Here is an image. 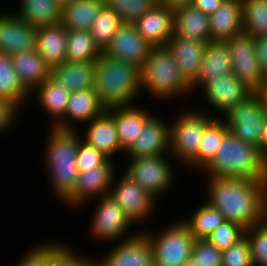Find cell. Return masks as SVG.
Wrapping results in <instances>:
<instances>
[{
    "label": "cell",
    "instance_id": "6da1fadb",
    "mask_svg": "<svg viewBox=\"0 0 267 266\" xmlns=\"http://www.w3.org/2000/svg\"><path fill=\"white\" fill-rule=\"evenodd\" d=\"M205 178V201L219 209L225 221L247 230L267 218V180Z\"/></svg>",
    "mask_w": 267,
    "mask_h": 266
},
{
    "label": "cell",
    "instance_id": "7a4b0ae2",
    "mask_svg": "<svg viewBox=\"0 0 267 266\" xmlns=\"http://www.w3.org/2000/svg\"><path fill=\"white\" fill-rule=\"evenodd\" d=\"M42 164L50 190L61 202L73 191L78 178L76 163L79 141L82 139L80 131L48 127ZM45 154V155H44Z\"/></svg>",
    "mask_w": 267,
    "mask_h": 266
},
{
    "label": "cell",
    "instance_id": "3957f363",
    "mask_svg": "<svg viewBox=\"0 0 267 266\" xmlns=\"http://www.w3.org/2000/svg\"><path fill=\"white\" fill-rule=\"evenodd\" d=\"M94 91L107 109L136 104L141 96V68L102 53L96 60Z\"/></svg>",
    "mask_w": 267,
    "mask_h": 266
},
{
    "label": "cell",
    "instance_id": "277c9868",
    "mask_svg": "<svg viewBox=\"0 0 267 266\" xmlns=\"http://www.w3.org/2000/svg\"><path fill=\"white\" fill-rule=\"evenodd\" d=\"M211 162L200 172L206 177L267 180V160L259 149L228 131Z\"/></svg>",
    "mask_w": 267,
    "mask_h": 266
},
{
    "label": "cell",
    "instance_id": "5b68a950",
    "mask_svg": "<svg viewBox=\"0 0 267 266\" xmlns=\"http://www.w3.org/2000/svg\"><path fill=\"white\" fill-rule=\"evenodd\" d=\"M141 93L156 98V102L157 99L164 102L193 94L166 45L150 48L141 68Z\"/></svg>",
    "mask_w": 267,
    "mask_h": 266
},
{
    "label": "cell",
    "instance_id": "8992f818",
    "mask_svg": "<svg viewBox=\"0 0 267 266\" xmlns=\"http://www.w3.org/2000/svg\"><path fill=\"white\" fill-rule=\"evenodd\" d=\"M192 109V110H191ZM183 108L170 122L169 153L182 165L198 173V150L205 127L214 119L198 108ZM198 109V110H197Z\"/></svg>",
    "mask_w": 267,
    "mask_h": 266
},
{
    "label": "cell",
    "instance_id": "52a82bcc",
    "mask_svg": "<svg viewBox=\"0 0 267 266\" xmlns=\"http://www.w3.org/2000/svg\"><path fill=\"white\" fill-rule=\"evenodd\" d=\"M167 224L161 231L142 230L150 241L154 266H183L191 259L195 238L181 219Z\"/></svg>",
    "mask_w": 267,
    "mask_h": 266
},
{
    "label": "cell",
    "instance_id": "ba28073f",
    "mask_svg": "<svg viewBox=\"0 0 267 266\" xmlns=\"http://www.w3.org/2000/svg\"><path fill=\"white\" fill-rule=\"evenodd\" d=\"M127 166L123 171L134 182L146 190L153 198H159L175 188L177 175L175 159L170 154L152 157H127ZM174 160V161H173ZM172 162V163H171ZM175 166V168H174Z\"/></svg>",
    "mask_w": 267,
    "mask_h": 266
},
{
    "label": "cell",
    "instance_id": "9c48e42d",
    "mask_svg": "<svg viewBox=\"0 0 267 266\" xmlns=\"http://www.w3.org/2000/svg\"><path fill=\"white\" fill-rule=\"evenodd\" d=\"M95 200L94 211L92 210L93 213L90 217L92 219L88 225V227L90 226L88 235L94 239L93 241L96 240L104 244L118 243L132 238L141 231L139 227H135L134 231L131 230V226L134 227V224L110 194L91 202L94 203Z\"/></svg>",
    "mask_w": 267,
    "mask_h": 266
},
{
    "label": "cell",
    "instance_id": "30bf717a",
    "mask_svg": "<svg viewBox=\"0 0 267 266\" xmlns=\"http://www.w3.org/2000/svg\"><path fill=\"white\" fill-rule=\"evenodd\" d=\"M116 177L115 174L109 194L120 205L135 227L141 226L140 230L142 231L145 228L142 227L143 223L145 222L143 226H146L148 220L151 221L152 216L154 218L158 208L156 205L159 202L124 172L121 173V176L118 175L117 179Z\"/></svg>",
    "mask_w": 267,
    "mask_h": 266
},
{
    "label": "cell",
    "instance_id": "8fae6325",
    "mask_svg": "<svg viewBox=\"0 0 267 266\" xmlns=\"http://www.w3.org/2000/svg\"><path fill=\"white\" fill-rule=\"evenodd\" d=\"M265 118L262 99L258 92H253L243 102L225 113L221 119L228 131L237 138L258 147Z\"/></svg>",
    "mask_w": 267,
    "mask_h": 266
},
{
    "label": "cell",
    "instance_id": "7c38bea8",
    "mask_svg": "<svg viewBox=\"0 0 267 266\" xmlns=\"http://www.w3.org/2000/svg\"><path fill=\"white\" fill-rule=\"evenodd\" d=\"M116 166L114 160L109 159L103 166L79 172L73 191L61 202L62 205L73 210L80 208V211L92 199L108 195L113 177L118 174Z\"/></svg>",
    "mask_w": 267,
    "mask_h": 266
},
{
    "label": "cell",
    "instance_id": "4fadbf2b",
    "mask_svg": "<svg viewBox=\"0 0 267 266\" xmlns=\"http://www.w3.org/2000/svg\"><path fill=\"white\" fill-rule=\"evenodd\" d=\"M225 42L232 60V74L253 92L261 90L265 83V75L259 68L255 38L242 31Z\"/></svg>",
    "mask_w": 267,
    "mask_h": 266
},
{
    "label": "cell",
    "instance_id": "5bb4252c",
    "mask_svg": "<svg viewBox=\"0 0 267 266\" xmlns=\"http://www.w3.org/2000/svg\"><path fill=\"white\" fill-rule=\"evenodd\" d=\"M200 91L202 92L199 94L203 95L204 103L209 108V111H207L206 107L202 108V110L214 118H222L231 108L243 102L253 93L248 86L232 73L212 78ZM210 109L213 110L214 114Z\"/></svg>",
    "mask_w": 267,
    "mask_h": 266
},
{
    "label": "cell",
    "instance_id": "9a60e30c",
    "mask_svg": "<svg viewBox=\"0 0 267 266\" xmlns=\"http://www.w3.org/2000/svg\"><path fill=\"white\" fill-rule=\"evenodd\" d=\"M106 252L96 260L97 266H154L150 241L142 231L130 239L112 243V249Z\"/></svg>",
    "mask_w": 267,
    "mask_h": 266
},
{
    "label": "cell",
    "instance_id": "2e32d148",
    "mask_svg": "<svg viewBox=\"0 0 267 266\" xmlns=\"http://www.w3.org/2000/svg\"><path fill=\"white\" fill-rule=\"evenodd\" d=\"M151 47L139 35L133 23H122L103 54L142 68Z\"/></svg>",
    "mask_w": 267,
    "mask_h": 266
},
{
    "label": "cell",
    "instance_id": "e0dca14e",
    "mask_svg": "<svg viewBox=\"0 0 267 266\" xmlns=\"http://www.w3.org/2000/svg\"><path fill=\"white\" fill-rule=\"evenodd\" d=\"M163 118L161 113L159 115L156 113L145 123L137 140L125 151V158L170 154V122Z\"/></svg>",
    "mask_w": 267,
    "mask_h": 266
},
{
    "label": "cell",
    "instance_id": "ac0fdd59",
    "mask_svg": "<svg viewBox=\"0 0 267 266\" xmlns=\"http://www.w3.org/2000/svg\"><path fill=\"white\" fill-rule=\"evenodd\" d=\"M37 28L13 12H0V52L13 55L36 49Z\"/></svg>",
    "mask_w": 267,
    "mask_h": 266
},
{
    "label": "cell",
    "instance_id": "d6986e66",
    "mask_svg": "<svg viewBox=\"0 0 267 266\" xmlns=\"http://www.w3.org/2000/svg\"><path fill=\"white\" fill-rule=\"evenodd\" d=\"M87 126V127H86ZM86 131L80 130L82 140L114 160L118 153L125 155L117 134L114 118L105 110L100 116L85 124ZM84 133V134H83ZM116 155V156H115Z\"/></svg>",
    "mask_w": 267,
    "mask_h": 266
},
{
    "label": "cell",
    "instance_id": "ffe728a7",
    "mask_svg": "<svg viewBox=\"0 0 267 266\" xmlns=\"http://www.w3.org/2000/svg\"><path fill=\"white\" fill-rule=\"evenodd\" d=\"M139 35L151 46H165L174 34V12L156 3L133 23Z\"/></svg>",
    "mask_w": 267,
    "mask_h": 266
},
{
    "label": "cell",
    "instance_id": "44dd1931",
    "mask_svg": "<svg viewBox=\"0 0 267 266\" xmlns=\"http://www.w3.org/2000/svg\"><path fill=\"white\" fill-rule=\"evenodd\" d=\"M105 110L94 89L71 92L65 115L54 127L77 130L80 123L87 124Z\"/></svg>",
    "mask_w": 267,
    "mask_h": 266
},
{
    "label": "cell",
    "instance_id": "7402d4cb",
    "mask_svg": "<svg viewBox=\"0 0 267 266\" xmlns=\"http://www.w3.org/2000/svg\"><path fill=\"white\" fill-rule=\"evenodd\" d=\"M139 104L116 106L106 111L114 118L121 147L126 151L142 132L145 123L156 113Z\"/></svg>",
    "mask_w": 267,
    "mask_h": 266
},
{
    "label": "cell",
    "instance_id": "603a6c76",
    "mask_svg": "<svg viewBox=\"0 0 267 266\" xmlns=\"http://www.w3.org/2000/svg\"><path fill=\"white\" fill-rule=\"evenodd\" d=\"M208 42L184 39L173 34L167 47L171 50L181 76L190 85L198 76Z\"/></svg>",
    "mask_w": 267,
    "mask_h": 266
},
{
    "label": "cell",
    "instance_id": "cb8c5ba5",
    "mask_svg": "<svg viewBox=\"0 0 267 266\" xmlns=\"http://www.w3.org/2000/svg\"><path fill=\"white\" fill-rule=\"evenodd\" d=\"M230 73H232V60L227 43L211 41L205 49L198 76L190 84L191 92L199 91L212 78Z\"/></svg>",
    "mask_w": 267,
    "mask_h": 266
},
{
    "label": "cell",
    "instance_id": "d4e9b609",
    "mask_svg": "<svg viewBox=\"0 0 267 266\" xmlns=\"http://www.w3.org/2000/svg\"><path fill=\"white\" fill-rule=\"evenodd\" d=\"M33 95L39 109L42 108L41 111L48 114L49 126L54 127L65 115L71 91L50 76L30 93V99Z\"/></svg>",
    "mask_w": 267,
    "mask_h": 266
},
{
    "label": "cell",
    "instance_id": "484cf974",
    "mask_svg": "<svg viewBox=\"0 0 267 266\" xmlns=\"http://www.w3.org/2000/svg\"><path fill=\"white\" fill-rule=\"evenodd\" d=\"M67 29L60 22L37 28L36 50L52 69L66 62Z\"/></svg>",
    "mask_w": 267,
    "mask_h": 266
},
{
    "label": "cell",
    "instance_id": "4316f807",
    "mask_svg": "<svg viewBox=\"0 0 267 266\" xmlns=\"http://www.w3.org/2000/svg\"><path fill=\"white\" fill-rule=\"evenodd\" d=\"M209 17L211 41H225L243 31L240 0H225Z\"/></svg>",
    "mask_w": 267,
    "mask_h": 266
},
{
    "label": "cell",
    "instance_id": "83f0119b",
    "mask_svg": "<svg viewBox=\"0 0 267 266\" xmlns=\"http://www.w3.org/2000/svg\"><path fill=\"white\" fill-rule=\"evenodd\" d=\"M174 34L184 39L211 42L210 17L192 4L175 9Z\"/></svg>",
    "mask_w": 267,
    "mask_h": 266
},
{
    "label": "cell",
    "instance_id": "f1b7e54d",
    "mask_svg": "<svg viewBox=\"0 0 267 266\" xmlns=\"http://www.w3.org/2000/svg\"><path fill=\"white\" fill-rule=\"evenodd\" d=\"M96 61L63 62L51 69L50 76L71 92L94 89Z\"/></svg>",
    "mask_w": 267,
    "mask_h": 266
},
{
    "label": "cell",
    "instance_id": "f546056e",
    "mask_svg": "<svg viewBox=\"0 0 267 266\" xmlns=\"http://www.w3.org/2000/svg\"><path fill=\"white\" fill-rule=\"evenodd\" d=\"M11 58L21 84L29 93L50 77L51 68L36 49L13 54Z\"/></svg>",
    "mask_w": 267,
    "mask_h": 266
},
{
    "label": "cell",
    "instance_id": "4dcf8cb0",
    "mask_svg": "<svg viewBox=\"0 0 267 266\" xmlns=\"http://www.w3.org/2000/svg\"><path fill=\"white\" fill-rule=\"evenodd\" d=\"M104 0H73L61 7L60 23L67 30H90Z\"/></svg>",
    "mask_w": 267,
    "mask_h": 266
},
{
    "label": "cell",
    "instance_id": "1f68e13d",
    "mask_svg": "<svg viewBox=\"0 0 267 266\" xmlns=\"http://www.w3.org/2000/svg\"><path fill=\"white\" fill-rule=\"evenodd\" d=\"M13 13L36 28L60 22L61 7L54 0H19Z\"/></svg>",
    "mask_w": 267,
    "mask_h": 266
},
{
    "label": "cell",
    "instance_id": "d6a6232c",
    "mask_svg": "<svg viewBox=\"0 0 267 266\" xmlns=\"http://www.w3.org/2000/svg\"><path fill=\"white\" fill-rule=\"evenodd\" d=\"M0 100H6L23 110L30 103V93L21 84L10 55L0 52ZM29 100V101H28ZM26 102V103H25ZM29 102V103H28Z\"/></svg>",
    "mask_w": 267,
    "mask_h": 266
},
{
    "label": "cell",
    "instance_id": "836d02e7",
    "mask_svg": "<svg viewBox=\"0 0 267 266\" xmlns=\"http://www.w3.org/2000/svg\"><path fill=\"white\" fill-rule=\"evenodd\" d=\"M191 215H185L181 221L188 227L195 239H206L219 225L225 222L219 209L211 206L206 201L197 206Z\"/></svg>",
    "mask_w": 267,
    "mask_h": 266
},
{
    "label": "cell",
    "instance_id": "e575fe53",
    "mask_svg": "<svg viewBox=\"0 0 267 266\" xmlns=\"http://www.w3.org/2000/svg\"><path fill=\"white\" fill-rule=\"evenodd\" d=\"M102 53L89 30H67L66 62L96 61Z\"/></svg>",
    "mask_w": 267,
    "mask_h": 266
},
{
    "label": "cell",
    "instance_id": "d590c367",
    "mask_svg": "<svg viewBox=\"0 0 267 266\" xmlns=\"http://www.w3.org/2000/svg\"><path fill=\"white\" fill-rule=\"evenodd\" d=\"M228 128L221 118H214L204 130L198 150L199 173L211 162L218 150Z\"/></svg>",
    "mask_w": 267,
    "mask_h": 266
},
{
    "label": "cell",
    "instance_id": "8d00e7d4",
    "mask_svg": "<svg viewBox=\"0 0 267 266\" xmlns=\"http://www.w3.org/2000/svg\"><path fill=\"white\" fill-rule=\"evenodd\" d=\"M242 18L245 33L267 35V0H242Z\"/></svg>",
    "mask_w": 267,
    "mask_h": 266
},
{
    "label": "cell",
    "instance_id": "74e56055",
    "mask_svg": "<svg viewBox=\"0 0 267 266\" xmlns=\"http://www.w3.org/2000/svg\"><path fill=\"white\" fill-rule=\"evenodd\" d=\"M123 22L116 12L103 6L90 28V33L95 44L103 52L109 45L110 40Z\"/></svg>",
    "mask_w": 267,
    "mask_h": 266
},
{
    "label": "cell",
    "instance_id": "f35d334b",
    "mask_svg": "<svg viewBox=\"0 0 267 266\" xmlns=\"http://www.w3.org/2000/svg\"><path fill=\"white\" fill-rule=\"evenodd\" d=\"M50 242V264L49 266H97L96 258L83 256L70 244L54 240ZM57 241V242H56ZM87 257V258H86Z\"/></svg>",
    "mask_w": 267,
    "mask_h": 266
},
{
    "label": "cell",
    "instance_id": "ab89813d",
    "mask_svg": "<svg viewBox=\"0 0 267 266\" xmlns=\"http://www.w3.org/2000/svg\"><path fill=\"white\" fill-rule=\"evenodd\" d=\"M156 3L155 0H104V5L113 9L123 23H134Z\"/></svg>",
    "mask_w": 267,
    "mask_h": 266
},
{
    "label": "cell",
    "instance_id": "60d3db41",
    "mask_svg": "<svg viewBox=\"0 0 267 266\" xmlns=\"http://www.w3.org/2000/svg\"><path fill=\"white\" fill-rule=\"evenodd\" d=\"M254 266H267V218L245 230Z\"/></svg>",
    "mask_w": 267,
    "mask_h": 266
},
{
    "label": "cell",
    "instance_id": "b9f144b4",
    "mask_svg": "<svg viewBox=\"0 0 267 266\" xmlns=\"http://www.w3.org/2000/svg\"><path fill=\"white\" fill-rule=\"evenodd\" d=\"M245 236V229L240 225L225 221L219 225L206 239L221 252L238 242Z\"/></svg>",
    "mask_w": 267,
    "mask_h": 266
},
{
    "label": "cell",
    "instance_id": "7bdbcfd3",
    "mask_svg": "<svg viewBox=\"0 0 267 266\" xmlns=\"http://www.w3.org/2000/svg\"><path fill=\"white\" fill-rule=\"evenodd\" d=\"M191 259L198 266H221L222 252L207 239H195Z\"/></svg>",
    "mask_w": 267,
    "mask_h": 266
},
{
    "label": "cell",
    "instance_id": "ee69618b",
    "mask_svg": "<svg viewBox=\"0 0 267 266\" xmlns=\"http://www.w3.org/2000/svg\"><path fill=\"white\" fill-rule=\"evenodd\" d=\"M221 266H254L246 236L222 252Z\"/></svg>",
    "mask_w": 267,
    "mask_h": 266
},
{
    "label": "cell",
    "instance_id": "f6af8a7d",
    "mask_svg": "<svg viewBox=\"0 0 267 266\" xmlns=\"http://www.w3.org/2000/svg\"><path fill=\"white\" fill-rule=\"evenodd\" d=\"M108 160L109 158L101 151H98L82 139L79 141L76 156V163L79 172L103 166Z\"/></svg>",
    "mask_w": 267,
    "mask_h": 266
},
{
    "label": "cell",
    "instance_id": "bcb514c9",
    "mask_svg": "<svg viewBox=\"0 0 267 266\" xmlns=\"http://www.w3.org/2000/svg\"><path fill=\"white\" fill-rule=\"evenodd\" d=\"M23 255L16 266H49L50 240L34 245L33 248L28 249V252Z\"/></svg>",
    "mask_w": 267,
    "mask_h": 266
},
{
    "label": "cell",
    "instance_id": "7dc6e473",
    "mask_svg": "<svg viewBox=\"0 0 267 266\" xmlns=\"http://www.w3.org/2000/svg\"><path fill=\"white\" fill-rule=\"evenodd\" d=\"M20 112H22L15 104L6 101V100H0V135H4L7 134L9 131L11 132L10 129L14 130L16 125L15 123L20 119L21 115L19 114ZM5 133V134H4ZM2 137V136H0Z\"/></svg>",
    "mask_w": 267,
    "mask_h": 266
},
{
    "label": "cell",
    "instance_id": "c3c4849f",
    "mask_svg": "<svg viewBox=\"0 0 267 266\" xmlns=\"http://www.w3.org/2000/svg\"><path fill=\"white\" fill-rule=\"evenodd\" d=\"M255 51L260 70L267 74V35L255 38Z\"/></svg>",
    "mask_w": 267,
    "mask_h": 266
},
{
    "label": "cell",
    "instance_id": "681fc988",
    "mask_svg": "<svg viewBox=\"0 0 267 266\" xmlns=\"http://www.w3.org/2000/svg\"><path fill=\"white\" fill-rule=\"evenodd\" d=\"M225 0H193L192 5L210 16Z\"/></svg>",
    "mask_w": 267,
    "mask_h": 266
},
{
    "label": "cell",
    "instance_id": "f907efd6",
    "mask_svg": "<svg viewBox=\"0 0 267 266\" xmlns=\"http://www.w3.org/2000/svg\"><path fill=\"white\" fill-rule=\"evenodd\" d=\"M192 1L193 0H159L158 4L174 11L177 8L192 4Z\"/></svg>",
    "mask_w": 267,
    "mask_h": 266
},
{
    "label": "cell",
    "instance_id": "816d5d0a",
    "mask_svg": "<svg viewBox=\"0 0 267 266\" xmlns=\"http://www.w3.org/2000/svg\"><path fill=\"white\" fill-rule=\"evenodd\" d=\"M261 155L267 160V116L263 122L260 145L257 147Z\"/></svg>",
    "mask_w": 267,
    "mask_h": 266
},
{
    "label": "cell",
    "instance_id": "f5cc1de1",
    "mask_svg": "<svg viewBox=\"0 0 267 266\" xmlns=\"http://www.w3.org/2000/svg\"><path fill=\"white\" fill-rule=\"evenodd\" d=\"M258 94L262 99L264 110L267 116V88H262L261 90L258 91Z\"/></svg>",
    "mask_w": 267,
    "mask_h": 266
},
{
    "label": "cell",
    "instance_id": "db71d44e",
    "mask_svg": "<svg viewBox=\"0 0 267 266\" xmlns=\"http://www.w3.org/2000/svg\"><path fill=\"white\" fill-rule=\"evenodd\" d=\"M60 7L69 4L70 2H72L73 0H54Z\"/></svg>",
    "mask_w": 267,
    "mask_h": 266
},
{
    "label": "cell",
    "instance_id": "11a10c76",
    "mask_svg": "<svg viewBox=\"0 0 267 266\" xmlns=\"http://www.w3.org/2000/svg\"><path fill=\"white\" fill-rule=\"evenodd\" d=\"M183 266H198L192 259L187 261Z\"/></svg>",
    "mask_w": 267,
    "mask_h": 266
},
{
    "label": "cell",
    "instance_id": "9f6ffc18",
    "mask_svg": "<svg viewBox=\"0 0 267 266\" xmlns=\"http://www.w3.org/2000/svg\"><path fill=\"white\" fill-rule=\"evenodd\" d=\"M262 88H267V74L265 75V83H264V86Z\"/></svg>",
    "mask_w": 267,
    "mask_h": 266
}]
</instances>
